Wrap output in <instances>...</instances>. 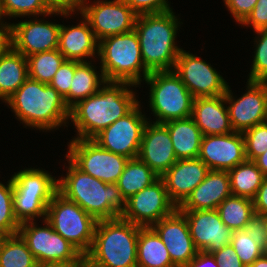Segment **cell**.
<instances>
[{
  "instance_id": "obj_1",
  "label": "cell",
  "mask_w": 267,
  "mask_h": 267,
  "mask_svg": "<svg viewBox=\"0 0 267 267\" xmlns=\"http://www.w3.org/2000/svg\"><path fill=\"white\" fill-rule=\"evenodd\" d=\"M137 85L107 81L100 90L70 109L69 122L76 128L74 139H93L103 129L128 114L140 101ZM131 88V89H130Z\"/></svg>"
},
{
  "instance_id": "obj_2",
  "label": "cell",
  "mask_w": 267,
  "mask_h": 267,
  "mask_svg": "<svg viewBox=\"0 0 267 267\" xmlns=\"http://www.w3.org/2000/svg\"><path fill=\"white\" fill-rule=\"evenodd\" d=\"M5 104L31 130L51 132L69 125L70 109L64 97L49 84L29 77Z\"/></svg>"
},
{
  "instance_id": "obj_3",
  "label": "cell",
  "mask_w": 267,
  "mask_h": 267,
  "mask_svg": "<svg viewBox=\"0 0 267 267\" xmlns=\"http://www.w3.org/2000/svg\"><path fill=\"white\" fill-rule=\"evenodd\" d=\"M66 174L57 178L58 192L97 220L119 218L126 207L116 183L103 182L78 169L66 156Z\"/></svg>"
},
{
  "instance_id": "obj_4",
  "label": "cell",
  "mask_w": 267,
  "mask_h": 267,
  "mask_svg": "<svg viewBox=\"0 0 267 267\" xmlns=\"http://www.w3.org/2000/svg\"><path fill=\"white\" fill-rule=\"evenodd\" d=\"M173 10L137 16V34L145 68L151 73L169 71L175 67L180 51L176 43L182 21ZM176 41V42H175Z\"/></svg>"
},
{
  "instance_id": "obj_5",
  "label": "cell",
  "mask_w": 267,
  "mask_h": 267,
  "mask_svg": "<svg viewBox=\"0 0 267 267\" xmlns=\"http://www.w3.org/2000/svg\"><path fill=\"white\" fill-rule=\"evenodd\" d=\"M141 228L121 217L98 220L91 249L85 256L100 267H137Z\"/></svg>"
},
{
  "instance_id": "obj_6",
  "label": "cell",
  "mask_w": 267,
  "mask_h": 267,
  "mask_svg": "<svg viewBox=\"0 0 267 267\" xmlns=\"http://www.w3.org/2000/svg\"><path fill=\"white\" fill-rule=\"evenodd\" d=\"M97 60L106 81L129 82L141 87L150 74L144 66L134 29L99 41Z\"/></svg>"
},
{
  "instance_id": "obj_7",
  "label": "cell",
  "mask_w": 267,
  "mask_h": 267,
  "mask_svg": "<svg viewBox=\"0 0 267 267\" xmlns=\"http://www.w3.org/2000/svg\"><path fill=\"white\" fill-rule=\"evenodd\" d=\"M51 174L31 166L11 176L14 214L20 224L37 218L45 220L48 204L58 191L57 178Z\"/></svg>"
},
{
  "instance_id": "obj_8",
  "label": "cell",
  "mask_w": 267,
  "mask_h": 267,
  "mask_svg": "<svg viewBox=\"0 0 267 267\" xmlns=\"http://www.w3.org/2000/svg\"><path fill=\"white\" fill-rule=\"evenodd\" d=\"M144 82L149 87V111L156 119L151 121L166 123L192 116L194 97L173 70L151 72Z\"/></svg>"
},
{
  "instance_id": "obj_9",
  "label": "cell",
  "mask_w": 267,
  "mask_h": 267,
  "mask_svg": "<svg viewBox=\"0 0 267 267\" xmlns=\"http://www.w3.org/2000/svg\"><path fill=\"white\" fill-rule=\"evenodd\" d=\"M46 221L83 256L91 249L98 220L58 191L48 204Z\"/></svg>"
},
{
  "instance_id": "obj_10",
  "label": "cell",
  "mask_w": 267,
  "mask_h": 267,
  "mask_svg": "<svg viewBox=\"0 0 267 267\" xmlns=\"http://www.w3.org/2000/svg\"><path fill=\"white\" fill-rule=\"evenodd\" d=\"M65 156L81 171L106 183H116L129 158L105 150L93 139L68 142Z\"/></svg>"
},
{
  "instance_id": "obj_11",
  "label": "cell",
  "mask_w": 267,
  "mask_h": 267,
  "mask_svg": "<svg viewBox=\"0 0 267 267\" xmlns=\"http://www.w3.org/2000/svg\"><path fill=\"white\" fill-rule=\"evenodd\" d=\"M42 222L43 226L37 225V221L21 223L18 232L37 263H76L83 255L55 232L46 219Z\"/></svg>"
},
{
  "instance_id": "obj_12",
  "label": "cell",
  "mask_w": 267,
  "mask_h": 267,
  "mask_svg": "<svg viewBox=\"0 0 267 267\" xmlns=\"http://www.w3.org/2000/svg\"><path fill=\"white\" fill-rule=\"evenodd\" d=\"M79 14L89 22L98 42L132 31L138 16L123 0H84Z\"/></svg>"
},
{
  "instance_id": "obj_13",
  "label": "cell",
  "mask_w": 267,
  "mask_h": 267,
  "mask_svg": "<svg viewBox=\"0 0 267 267\" xmlns=\"http://www.w3.org/2000/svg\"><path fill=\"white\" fill-rule=\"evenodd\" d=\"M141 105L139 102L128 114L103 129L93 140L105 150L129 159L137 158L143 130L149 119Z\"/></svg>"
},
{
  "instance_id": "obj_14",
  "label": "cell",
  "mask_w": 267,
  "mask_h": 267,
  "mask_svg": "<svg viewBox=\"0 0 267 267\" xmlns=\"http://www.w3.org/2000/svg\"><path fill=\"white\" fill-rule=\"evenodd\" d=\"M173 71L194 98L224 95L229 84L211 64L184 49L180 51Z\"/></svg>"
},
{
  "instance_id": "obj_15",
  "label": "cell",
  "mask_w": 267,
  "mask_h": 267,
  "mask_svg": "<svg viewBox=\"0 0 267 267\" xmlns=\"http://www.w3.org/2000/svg\"><path fill=\"white\" fill-rule=\"evenodd\" d=\"M245 89L238 98L228 85L224 94L231 127L240 133L267 119V82L247 80Z\"/></svg>"
},
{
  "instance_id": "obj_16",
  "label": "cell",
  "mask_w": 267,
  "mask_h": 267,
  "mask_svg": "<svg viewBox=\"0 0 267 267\" xmlns=\"http://www.w3.org/2000/svg\"><path fill=\"white\" fill-rule=\"evenodd\" d=\"M177 206L170 200L165 183L159 177L150 186L126 200L121 218L141 227H151L171 215Z\"/></svg>"
},
{
  "instance_id": "obj_17",
  "label": "cell",
  "mask_w": 267,
  "mask_h": 267,
  "mask_svg": "<svg viewBox=\"0 0 267 267\" xmlns=\"http://www.w3.org/2000/svg\"><path fill=\"white\" fill-rule=\"evenodd\" d=\"M28 18L11 23V46L25 57L58 49L61 24L38 16Z\"/></svg>"
},
{
  "instance_id": "obj_18",
  "label": "cell",
  "mask_w": 267,
  "mask_h": 267,
  "mask_svg": "<svg viewBox=\"0 0 267 267\" xmlns=\"http://www.w3.org/2000/svg\"><path fill=\"white\" fill-rule=\"evenodd\" d=\"M186 218L198 251L214 253L230 244L233 231L221 220L217 209L180 211Z\"/></svg>"
},
{
  "instance_id": "obj_19",
  "label": "cell",
  "mask_w": 267,
  "mask_h": 267,
  "mask_svg": "<svg viewBox=\"0 0 267 267\" xmlns=\"http://www.w3.org/2000/svg\"><path fill=\"white\" fill-rule=\"evenodd\" d=\"M151 228L165 244L175 267H187L197 255L185 216L176 209L171 215L160 219Z\"/></svg>"
},
{
  "instance_id": "obj_20",
  "label": "cell",
  "mask_w": 267,
  "mask_h": 267,
  "mask_svg": "<svg viewBox=\"0 0 267 267\" xmlns=\"http://www.w3.org/2000/svg\"><path fill=\"white\" fill-rule=\"evenodd\" d=\"M210 170L228 171L246 160L243 134L202 136L199 157Z\"/></svg>"
},
{
  "instance_id": "obj_21",
  "label": "cell",
  "mask_w": 267,
  "mask_h": 267,
  "mask_svg": "<svg viewBox=\"0 0 267 267\" xmlns=\"http://www.w3.org/2000/svg\"><path fill=\"white\" fill-rule=\"evenodd\" d=\"M148 120L143 130L138 158L162 176L178 159L167 126Z\"/></svg>"
},
{
  "instance_id": "obj_22",
  "label": "cell",
  "mask_w": 267,
  "mask_h": 267,
  "mask_svg": "<svg viewBox=\"0 0 267 267\" xmlns=\"http://www.w3.org/2000/svg\"><path fill=\"white\" fill-rule=\"evenodd\" d=\"M210 171L208 166L197 158L178 159L177 162L160 176L170 200L177 208L191 192L205 179Z\"/></svg>"
},
{
  "instance_id": "obj_23",
  "label": "cell",
  "mask_w": 267,
  "mask_h": 267,
  "mask_svg": "<svg viewBox=\"0 0 267 267\" xmlns=\"http://www.w3.org/2000/svg\"><path fill=\"white\" fill-rule=\"evenodd\" d=\"M79 22L71 26L61 24L58 51L65 60L88 62L91 58L93 61L98 58L99 42L94 36L89 22L83 16Z\"/></svg>"
},
{
  "instance_id": "obj_24",
  "label": "cell",
  "mask_w": 267,
  "mask_h": 267,
  "mask_svg": "<svg viewBox=\"0 0 267 267\" xmlns=\"http://www.w3.org/2000/svg\"><path fill=\"white\" fill-rule=\"evenodd\" d=\"M231 195L228 171L210 170L205 179L177 209L179 211L217 209L221 202Z\"/></svg>"
},
{
  "instance_id": "obj_25",
  "label": "cell",
  "mask_w": 267,
  "mask_h": 267,
  "mask_svg": "<svg viewBox=\"0 0 267 267\" xmlns=\"http://www.w3.org/2000/svg\"><path fill=\"white\" fill-rule=\"evenodd\" d=\"M203 136L232 133L224 95L193 100L192 116Z\"/></svg>"
},
{
  "instance_id": "obj_26",
  "label": "cell",
  "mask_w": 267,
  "mask_h": 267,
  "mask_svg": "<svg viewBox=\"0 0 267 267\" xmlns=\"http://www.w3.org/2000/svg\"><path fill=\"white\" fill-rule=\"evenodd\" d=\"M177 159L199 157L202 133L192 117L164 123Z\"/></svg>"
},
{
  "instance_id": "obj_27",
  "label": "cell",
  "mask_w": 267,
  "mask_h": 267,
  "mask_svg": "<svg viewBox=\"0 0 267 267\" xmlns=\"http://www.w3.org/2000/svg\"><path fill=\"white\" fill-rule=\"evenodd\" d=\"M27 58L10 46L0 54V100L5 103L27 80Z\"/></svg>"
},
{
  "instance_id": "obj_28",
  "label": "cell",
  "mask_w": 267,
  "mask_h": 267,
  "mask_svg": "<svg viewBox=\"0 0 267 267\" xmlns=\"http://www.w3.org/2000/svg\"><path fill=\"white\" fill-rule=\"evenodd\" d=\"M94 61H76L75 73L72 78L69 93L64 97L66 105L71 109L79 101L97 93L107 82L101 68L97 72ZM100 72V73H99Z\"/></svg>"
},
{
  "instance_id": "obj_29",
  "label": "cell",
  "mask_w": 267,
  "mask_h": 267,
  "mask_svg": "<svg viewBox=\"0 0 267 267\" xmlns=\"http://www.w3.org/2000/svg\"><path fill=\"white\" fill-rule=\"evenodd\" d=\"M137 267H175L165 244L151 227L139 230Z\"/></svg>"
},
{
  "instance_id": "obj_30",
  "label": "cell",
  "mask_w": 267,
  "mask_h": 267,
  "mask_svg": "<svg viewBox=\"0 0 267 267\" xmlns=\"http://www.w3.org/2000/svg\"><path fill=\"white\" fill-rule=\"evenodd\" d=\"M159 177L147 164L137 157L127 161L116 184L126 201L134 194L150 186Z\"/></svg>"
},
{
  "instance_id": "obj_31",
  "label": "cell",
  "mask_w": 267,
  "mask_h": 267,
  "mask_svg": "<svg viewBox=\"0 0 267 267\" xmlns=\"http://www.w3.org/2000/svg\"><path fill=\"white\" fill-rule=\"evenodd\" d=\"M228 173L231 194L252 200L255 198L263 179L266 177L254 161L247 159L228 170Z\"/></svg>"
},
{
  "instance_id": "obj_32",
  "label": "cell",
  "mask_w": 267,
  "mask_h": 267,
  "mask_svg": "<svg viewBox=\"0 0 267 267\" xmlns=\"http://www.w3.org/2000/svg\"><path fill=\"white\" fill-rule=\"evenodd\" d=\"M217 211L222 222L232 231L245 229L255 215L252 199L233 195L224 199Z\"/></svg>"
},
{
  "instance_id": "obj_33",
  "label": "cell",
  "mask_w": 267,
  "mask_h": 267,
  "mask_svg": "<svg viewBox=\"0 0 267 267\" xmlns=\"http://www.w3.org/2000/svg\"><path fill=\"white\" fill-rule=\"evenodd\" d=\"M27 58L29 78L49 84L56 71L65 62L58 49L32 54Z\"/></svg>"
},
{
  "instance_id": "obj_34",
  "label": "cell",
  "mask_w": 267,
  "mask_h": 267,
  "mask_svg": "<svg viewBox=\"0 0 267 267\" xmlns=\"http://www.w3.org/2000/svg\"><path fill=\"white\" fill-rule=\"evenodd\" d=\"M37 261L19 233L9 235L0 249V267H35Z\"/></svg>"
},
{
  "instance_id": "obj_35",
  "label": "cell",
  "mask_w": 267,
  "mask_h": 267,
  "mask_svg": "<svg viewBox=\"0 0 267 267\" xmlns=\"http://www.w3.org/2000/svg\"><path fill=\"white\" fill-rule=\"evenodd\" d=\"M1 7L5 18L10 17V20L33 16H43L42 18H45L47 16L51 17V15L68 18L72 15V13L51 11L43 0H1Z\"/></svg>"
},
{
  "instance_id": "obj_36",
  "label": "cell",
  "mask_w": 267,
  "mask_h": 267,
  "mask_svg": "<svg viewBox=\"0 0 267 267\" xmlns=\"http://www.w3.org/2000/svg\"><path fill=\"white\" fill-rule=\"evenodd\" d=\"M20 223L14 214L13 183L8 179L6 184L0 182V229L14 235L19 232Z\"/></svg>"
},
{
  "instance_id": "obj_37",
  "label": "cell",
  "mask_w": 267,
  "mask_h": 267,
  "mask_svg": "<svg viewBox=\"0 0 267 267\" xmlns=\"http://www.w3.org/2000/svg\"><path fill=\"white\" fill-rule=\"evenodd\" d=\"M254 55L248 81L267 82V29L254 31Z\"/></svg>"
},
{
  "instance_id": "obj_38",
  "label": "cell",
  "mask_w": 267,
  "mask_h": 267,
  "mask_svg": "<svg viewBox=\"0 0 267 267\" xmlns=\"http://www.w3.org/2000/svg\"><path fill=\"white\" fill-rule=\"evenodd\" d=\"M230 244L246 267H249L256 259L266 253L244 229L233 231Z\"/></svg>"
},
{
  "instance_id": "obj_39",
  "label": "cell",
  "mask_w": 267,
  "mask_h": 267,
  "mask_svg": "<svg viewBox=\"0 0 267 267\" xmlns=\"http://www.w3.org/2000/svg\"><path fill=\"white\" fill-rule=\"evenodd\" d=\"M242 134L247 160L254 161L267 150V121L251 127Z\"/></svg>"
},
{
  "instance_id": "obj_40",
  "label": "cell",
  "mask_w": 267,
  "mask_h": 267,
  "mask_svg": "<svg viewBox=\"0 0 267 267\" xmlns=\"http://www.w3.org/2000/svg\"><path fill=\"white\" fill-rule=\"evenodd\" d=\"M75 68L76 61L65 60L49 83V85L54 87L63 97L69 93Z\"/></svg>"
},
{
  "instance_id": "obj_41",
  "label": "cell",
  "mask_w": 267,
  "mask_h": 267,
  "mask_svg": "<svg viewBox=\"0 0 267 267\" xmlns=\"http://www.w3.org/2000/svg\"><path fill=\"white\" fill-rule=\"evenodd\" d=\"M137 15L173 10L168 0H123Z\"/></svg>"
},
{
  "instance_id": "obj_42",
  "label": "cell",
  "mask_w": 267,
  "mask_h": 267,
  "mask_svg": "<svg viewBox=\"0 0 267 267\" xmlns=\"http://www.w3.org/2000/svg\"><path fill=\"white\" fill-rule=\"evenodd\" d=\"M225 8L230 12L231 17L239 26L251 14L257 0H223Z\"/></svg>"
},
{
  "instance_id": "obj_43",
  "label": "cell",
  "mask_w": 267,
  "mask_h": 267,
  "mask_svg": "<svg viewBox=\"0 0 267 267\" xmlns=\"http://www.w3.org/2000/svg\"><path fill=\"white\" fill-rule=\"evenodd\" d=\"M245 26L252 27L254 31L267 29V0H257L255 7L253 8L251 14L246 18V20L241 24Z\"/></svg>"
},
{
  "instance_id": "obj_44",
  "label": "cell",
  "mask_w": 267,
  "mask_h": 267,
  "mask_svg": "<svg viewBox=\"0 0 267 267\" xmlns=\"http://www.w3.org/2000/svg\"><path fill=\"white\" fill-rule=\"evenodd\" d=\"M266 216L255 214L245 226L248 235L266 251Z\"/></svg>"
},
{
  "instance_id": "obj_45",
  "label": "cell",
  "mask_w": 267,
  "mask_h": 267,
  "mask_svg": "<svg viewBox=\"0 0 267 267\" xmlns=\"http://www.w3.org/2000/svg\"><path fill=\"white\" fill-rule=\"evenodd\" d=\"M219 267H246L235 253L231 244L225 245L220 250L212 253Z\"/></svg>"
},
{
  "instance_id": "obj_46",
  "label": "cell",
  "mask_w": 267,
  "mask_h": 267,
  "mask_svg": "<svg viewBox=\"0 0 267 267\" xmlns=\"http://www.w3.org/2000/svg\"><path fill=\"white\" fill-rule=\"evenodd\" d=\"M84 0H43L45 5L51 11H60L66 13H79Z\"/></svg>"
},
{
  "instance_id": "obj_47",
  "label": "cell",
  "mask_w": 267,
  "mask_h": 267,
  "mask_svg": "<svg viewBox=\"0 0 267 267\" xmlns=\"http://www.w3.org/2000/svg\"><path fill=\"white\" fill-rule=\"evenodd\" d=\"M255 214L267 216V177L263 179L262 185L253 199Z\"/></svg>"
},
{
  "instance_id": "obj_48",
  "label": "cell",
  "mask_w": 267,
  "mask_h": 267,
  "mask_svg": "<svg viewBox=\"0 0 267 267\" xmlns=\"http://www.w3.org/2000/svg\"><path fill=\"white\" fill-rule=\"evenodd\" d=\"M187 267H219V264L216 262L213 254L198 251Z\"/></svg>"
},
{
  "instance_id": "obj_49",
  "label": "cell",
  "mask_w": 267,
  "mask_h": 267,
  "mask_svg": "<svg viewBox=\"0 0 267 267\" xmlns=\"http://www.w3.org/2000/svg\"><path fill=\"white\" fill-rule=\"evenodd\" d=\"M11 46V25H0V54Z\"/></svg>"
},
{
  "instance_id": "obj_50",
  "label": "cell",
  "mask_w": 267,
  "mask_h": 267,
  "mask_svg": "<svg viewBox=\"0 0 267 267\" xmlns=\"http://www.w3.org/2000/svg\"><path fill=\"white\" fill-rule=\"evenodd\" d=\"M257 167L267 177V150L254 160Z\"/></svg>"
},
{
  "instance_id": "obj_51",
  "label": "cell",
  "mask_w": 267,
  "mask_h": 267,
  "mask_svg": "<svg viewBox=\"0 0 267 267\" xmlns=\"http://www.w3.org/2000/svg\"><path fill=\"white\" fill-rule=\"evenodd\" d=\"M35 267H75V263L42 262L37 263Z\"/></svg>"
},
{
  "instance_id": "obj_52",
  "label": "cell",
  "mask_w": 267,
  "mask_h": 267,
  "mask_svg": "<svg viewBox=\"0 0 267 267\" xmlns=\"http://www.w3.org/2000/svg\"><path fill=\"white\" fill-rule=\"evenodd\" d=\"M75 267H100L92 263L86 256H82L76 263Z\"/></svg>"
},
{
  "instance_id": "obj_53",
  "label": "cell",
  "mask_w": 267,
  "mask_h": 267,
  "mask_svg": "<svg viewBox=\"0 0 267 267\" xmlns=\"http://www.w3.org/2000/svg\"><path fill=\"white\" fill-rule=\"evenodd\" d=\"M249 267H267V253L256 259Z\"/></svg>"
},
{
  "instance_id": "obj_54",
  "label": "cell",
  "mask_w": 267,
  "mask_h": 267,
  "mask_svg": "<svg viewBox=\"0 0 267 267\" xmlns=\"http://www.w3.org/2000/svg\"><path fill=\"white\" fill-rule=\"evenodd\" d=\"M9 236L8 233H6L5 231H3L2 229H0V249L3 246L4 241L6 240V238Z\"/></svg>"
},
{
  "instance_id": "obj_55",
  "label": "cell",
  "mask_w": 267,
  "mask_h": 267,
  "mask_svg": "<svg viewBox=\"0 0 267 267\" xmlns=\"http://www.w3.org/2000/svg\"><path fill=\"white\" fill-rule=\"evenodd\" d=\"M5 17H4V14H3V10H2V7H1V0H0V25H11V22L8 23V22H5Z\"/></svg>"
},
{
  "instance_id": "obj_56",
  "label": "cell",
  "mask_w": 267,
  "mask_h": 267,
  "mask_svg": "<svg viewBox=\"0 0 267 267\" xmlns=\"http://www.w3.org/2000/svg\"><path fill=\"white\" fill-rule=\"evenodd\" d=\"M265 228H266V241H267V216H266ZM266 253H267V244H266Z\"/></svg>"
}]
</instances>
